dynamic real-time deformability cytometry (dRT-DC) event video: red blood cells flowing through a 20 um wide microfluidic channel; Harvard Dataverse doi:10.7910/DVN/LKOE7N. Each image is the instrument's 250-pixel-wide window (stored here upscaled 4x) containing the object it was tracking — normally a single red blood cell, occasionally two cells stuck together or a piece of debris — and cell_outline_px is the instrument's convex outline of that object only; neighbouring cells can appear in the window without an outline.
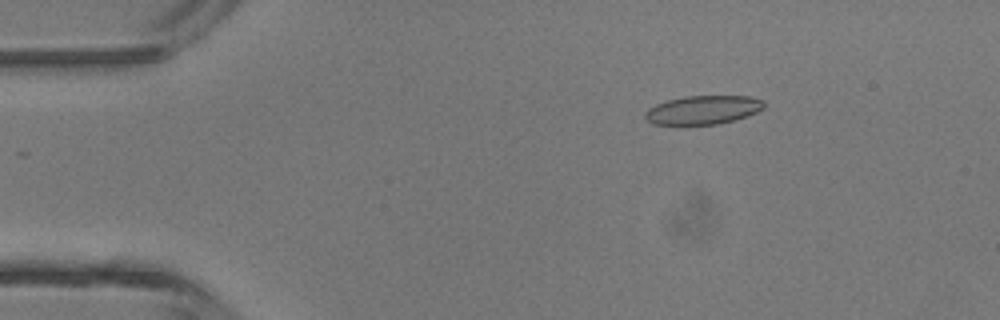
{"species": "common noctule bat (a hibernating species)", "species_latin": "Nyctalus noctula", "temperature_condition": "room temperature", "stored_images_in_passage": 45, "camera_frame_rate_fps": 3000, "um_per_image_px": 0.085, "animal": {"sex": "male", "body_mass_g": 13.3}, "frame": {"image": 1, "passage_image": 7, "time_ms": 2.0, "image_size_px": [1000, 320], "cell_outline_px": [[764, 108], [748, 116], [716, 124], [684, 128], [676, 128], [652, 124], [644, 116], [644, 112], [648, 108], [656, 104], [668, 100], [684, 96], [748, 96], [764, 100]], "centroid_in_image_um": [59.66, 9.4], "position_along_channel_um": 25.3, "area_um2": 20.81}}
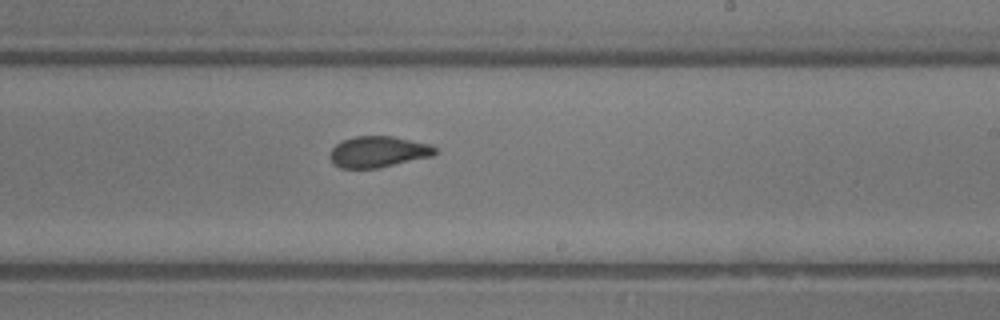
{"frame": {"image": 2, "passage_image": 27, "time_ms": 8.667, "image_size_px": [1000, 320], "cell_outline_px": [[436, 152], [432, 156], [380, 168], [340, 168], [332, 164], [328, 156], [332, 148], [340, 140], [356, 136], [392, 136], [432, 144], [436, 148]], "centroid_in_image_um": [32.12, 12.9], "position_along_channel_um": 256.9, "area_um2": 19.36}}
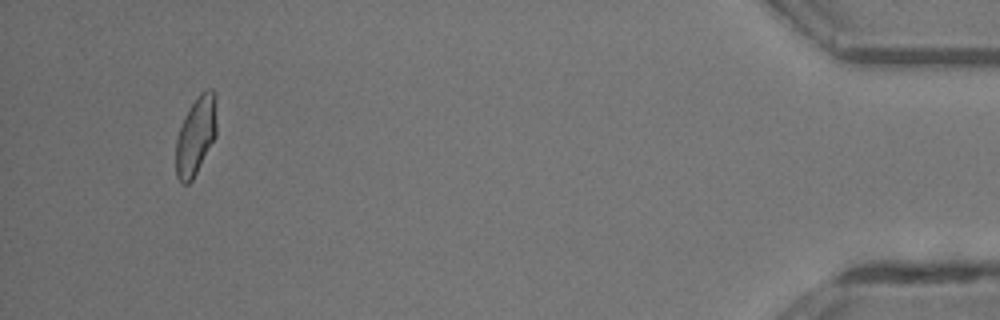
{"frame": {"image": 3, "passage_image": 43, "time_ms": 14.0, "image_size_px": [1000, 320], "cell_outline_px": [[216, 136], [192, 180], [188, 184], [180, 184], [176, 176], [176, 140], [184, 116], [188, 108], [200, 92], [204, 88], [212, 88], [216, 92]], "centroid_in_image_um": [16.65, 11.49], "position_along_channel_um": 418.5, "area_um2": 18.9}, "authors_computed_cell_mechanics": {"area_um2": 19.7098, "velocity_mm_per_s": 4.5041, "shape_relaxation_time_tau1_ms": null, "shape_relaxation_time_tau2_ms": 0.9707, "deformation_change_tau1": null, "deformation_change_tau2": 0.0648}}